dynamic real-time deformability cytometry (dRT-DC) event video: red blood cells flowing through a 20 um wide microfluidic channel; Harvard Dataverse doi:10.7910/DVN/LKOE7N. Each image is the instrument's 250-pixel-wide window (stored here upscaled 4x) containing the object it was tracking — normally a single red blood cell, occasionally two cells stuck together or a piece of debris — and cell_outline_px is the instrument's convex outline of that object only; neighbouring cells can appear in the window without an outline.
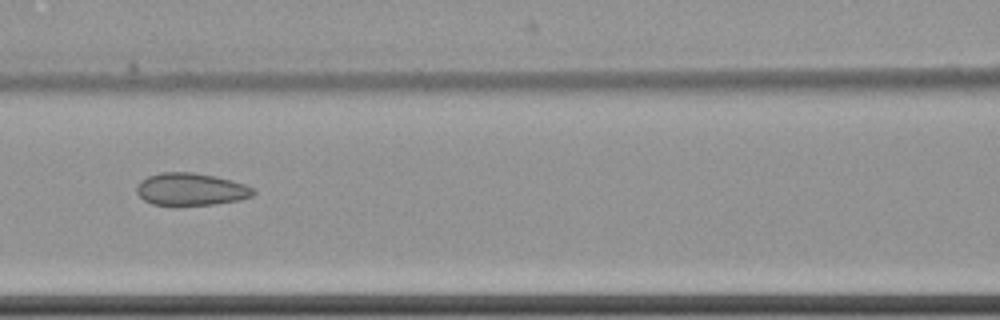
{"species": "common noctule bat (a hibernating species)", "species_latin": "Nyctalus noctula", "temperature_condition": "cold", "stored_images_in_passage": 8, "camera_frame_rate_fps": 3000, "um_per_image_px": 0.085, "animal": {"sex": "female", "body_mass_g": 22.7, "forearm_length_mm": 54.2}, "frame": {"image": 1, "passage_image": 8, "time_ms": 8.667, "image_size_px": [1000, 320], "cell_outline_px": [[256, 192], [252, 196], [240, 200], [212, 204], [176, 208], [152, 204], [144, 200], [136, 192], [136, 188], [140, 180], [148, 176], [160, 172], [192, 172], [216, 176], [232, 180], [256, 188]], "centroid_in_image_um": [16.21, 16.12], "position_along_channel_um": 150.4, "area_um2": 22.83}}